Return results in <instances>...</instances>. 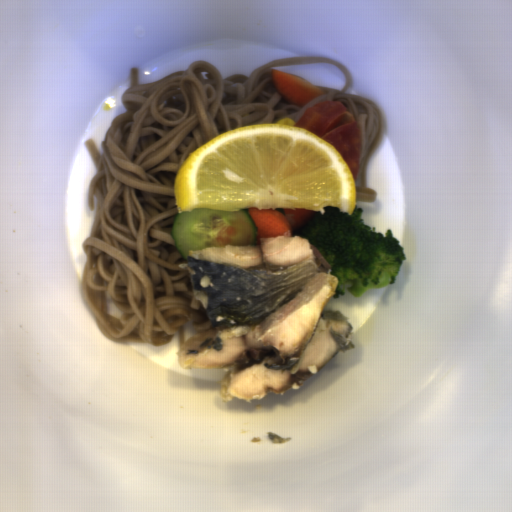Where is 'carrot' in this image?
<instances>
[{"label": "carrot", "mask_w": 512, "mask_h": 512, "mask_svg": "<svg viewBox=\"0 0 512 512\" xmlns=\"http://www.w3.org/2000/svg\"><path fill=\"white\" fill-rule=\"evenodd\" d=\"M253 220L256 227V243L261 244V237H297L299 231L315 214L301 208L243 209Z\"/></svg>", "instance_id": "b8716197"}, {"label": "carrot", "mask_w": 512, "mask_h": 512, "mask_svg": "<svg viewBox=\"0 0 512 512\" xmlns=\"http://www.w3.org/2000/svg\"><path fill=\"white\" fill-rule=\"evenodd\" d=\"M271 78L281 98L298 106L305 105L316 97L327 93L323 88L283 70L272 69Z\"/></svg>", "instance_id": "cead05ca"}]
</instances>
